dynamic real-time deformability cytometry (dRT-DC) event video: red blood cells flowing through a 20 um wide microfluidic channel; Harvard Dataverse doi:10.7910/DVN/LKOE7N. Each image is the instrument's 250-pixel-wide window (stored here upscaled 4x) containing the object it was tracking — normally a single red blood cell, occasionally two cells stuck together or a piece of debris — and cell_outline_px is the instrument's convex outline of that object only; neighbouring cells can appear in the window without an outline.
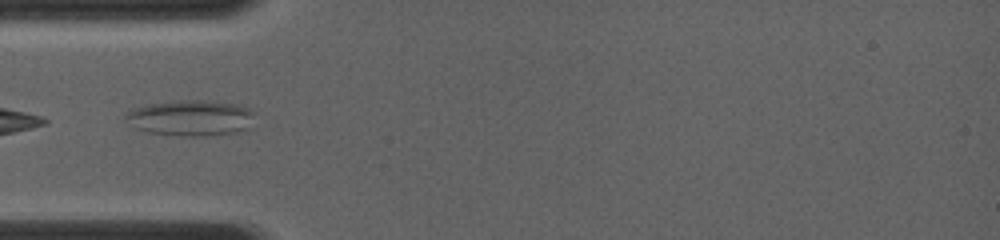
{"species": "common noctule bat (a hibernating species)", "species_latin": "Nyctalus noctula", "temperature_condition": "room temperature", "stored_images_in_passage": 3, "camera_frame_rate_fps": 4000, "um_per_image_px": 0.085, "animal": {"sex": "female", "body_mass_g": 19.0, "forearm_length_mm": 56.7}, "frame": {"image": 1, "passage_image": 1, "time_ms": 0.0, "image_size_px": [1000, 240], "cell_outline_px": [[252, 112], [244, 128], [236, 132], [204, 136], [180, 136], [148, 132], [136, 128], [124, 116], [128, 112], [136, 108], [148, 104], [180, 100], [200, 100], [232, 104], [248, 108]], "centroid_in_image_um": [16.12, 10.03], "position_along_channel_um": 68.9, "area_um2": 25.95}}
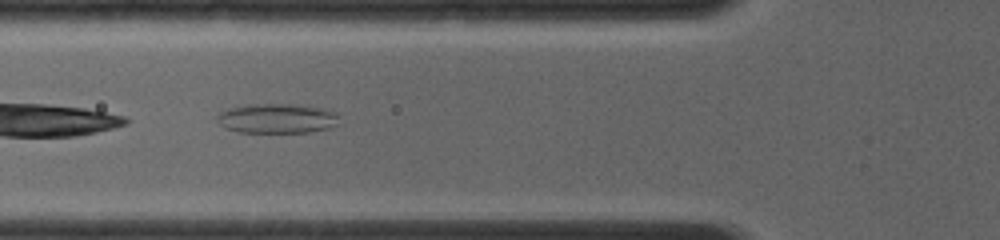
{"frame": {"image": 2, "passage_image": 2, "time_ms": 0.75, "image_size_px": [1000, 240], "cell_outline_px": [[336, 124], [328, 128], [308, 132], [236, 132], [224, 128], [216, 120], [216, 116], [220, 112], [228, 108], [248, 104], [288, 104], [320, 108], [336, 112]], "centroid_in_image_um": [23.45, 10.07], "position_along_channel_um": 102.4, "area_um2": 20.92}}